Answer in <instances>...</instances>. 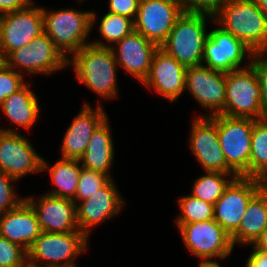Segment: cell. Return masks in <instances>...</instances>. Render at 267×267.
Returning <instances> with one entry per match:
<instances>
[{
  "mask_svg": "<svg viewBox=\"0 0 267 267\" xmlns=\"http://www.w3.org/2000/svg\"><path fill=\"white\" fill-rule=\"evenodd\" d=\"M70 57L68 65L74 68L79 83L85 84L101 98L109 100L118 96V64L111 48L90 43Z\"/></svg>",
  "mask_w": 267,
  "mask_h": 267,
  "instance_id": "cell-1",
  "label": "cell"
},
{
  "mask_svg": "<svg viewBox=\"0 0 267 267\" xmlns=\"http://www.w3.org/2000/svg\"><path fill=\"white\" fill-rule=\"evenodd\" d=\"M218 26L253 52L267 51V17L252 0H229L214 16Z\"/></svg>",
  "mask_w": 267,
  "mask_h": 267,
  "instance_id": "cell-2",
  "label": "cell"
},
{
  "mask_svg": "<svg viewBox=\"0 0 267 267\" xmlns=\"http://www.w3.org/2000/svg\"><path fill=\"white\" fill-rule=\"evenodd\" d=\"M43 12L44 33L53 41L61 53L69 59L85 45L92 28L97 21V15L91 11H79L73 8Z\"/></svg>",
  "mask_w": 267,
  "mask_h": 267,
  "instance_id": "cell-3",
  "label": "cell"
},
{
  "mask_svg": "<svg viewBox=\"0 0 267 267\" xmlns=\"http://www.w3.org/2000/svg\"><path fill=\"white\" fill-rule=\"evenodd\" d=\"M208 18L214 22V16L184 11L160 48L186 67L202 65Z\"/></svg>",
  "mask_w": 267,
  "mask_h": 267,
  "instance_id": "cell-4",
  "label": "cell"
},
{
  "mask_svg": "<svg viewBox=\"0 0 267 267\" xmlns=\"http://www.w3.org/2000/svg\"><path fill=\"white\" fill-rule=\"evenodd\" d=\"M89 239L81 232H42L28 251V267H76Z\"/></svg>",
  "mask_w": 267,
  "mask_h": 267,
  "instance_id": "cell-5",
  "label": "cell"
},
{
  "mask_svg": "<svg viewBox=\"0 0 267 267\" xmlns=\"http://www.w3.org/2000/svg\"><path fill=\"white\" fill-rule=\"evenodd\" d=\"M221 115L232 118H266L262 108L261 86L255 68H246L226 73V96Z\"/></svg>",
  "mask_w": 267,
  "mask_h": 267,
  "instance_id": "cell-6",
  "label": "cell"
},
{
  "mask_svg": "<svg viewBox=\"0 0 267 267\" xmlns=\"http://www.w3.org/2000/svg\"><path fill=\"white\" fill-rule=\"evenodd\" d=\"M255 120L216 115L220 146L228 166L240 177H249L251 137Z\"/></svg>",
  "mask_w": 267,
  "mask_h": 267,
  "instance_id": "cell-7",
  "label": "cell"
},
{
  "mask_svg": "<svg viewBox=\"0 0 267 267\" xmlns=\"http://www.w3.org/2000/svg\"><path fill=\"white\" fill-rule=\"evenodd\" d=\"M3 62L16 72L27 74H53L68 66V59L55 46L46 33L30 41L28 45L11 52Z\"/></svg>",
  "mask_w": 267,
  "mask_h": 267,
  "instance_id": "cell-8",
  "label": "cell"
},
{
  "mask_svg": "<svg viewBox=\"0 0 267 267\" xmlns=\"http://www.w3.org/2000/svg\"><path fill=\"white\" fill-rule=\"evenodd\" d=\"M30 3L26 8L0 16V60L28 45L44 33L42 7Z\"/></svg>",
  "mask_w": 267,
  "mask_h": 267,
  "instance_id": "cell-9",
  "label": "cell"
},
{
  "mask_svg": "<svg viewBox=\"0 0 267 267\" xmlns=\"http://www.w3.org/2000/svg\"><path fill=\"white\" fill-rule=\"evenodd\" d=\"M176 226L186 248L199 259H225L232 253L230 235L214 219Z\"/></svg>",
  "mask_w": 267,
  "mask_h": 267,
  "instance_id": "cell-10",
  "label": "cell"
},
{
  "mask_svg": "<svg viewBox=\"0 0 267 267\" xmlns=\"http://www.w3.org/2000/svg\"><path fill=\"white\" fill-rule=\"evenodd\" d=\"M266 184L257 178L236 177L214 204V220L231 236L239 228L250 200Z\"/></svg>",
  "mask_w": 267,
  "mask_h": 267,
  "instance_id": "cell-11",
  "label": "cell"
},
{
  "mask_svg": "<svg viewBox=\"0 0 267 267\" xmlns=\"http://www.w3.org/2000/svg\"><path fill=\"white\" fill-rule=\"evenodd\" d=\"M254 52L243 41L220 27L208 32L204 44L202 65L213 70L229 73L251 65ZM249 56L248 64L242 67ZM206 64H204V63Z\"/></svg>",
  "mask_w": 267,
  "mask_h": 267,
  "instance_id": "cell-12",
  "label": "cell"
},
{
  "mask_svg": "<svg viewBox=\"0 0 267 267\" xmlns=\"http://www.w3.org/2000/svg\"><path fill=\"white\" fill-rule=\"evenodd\" d=\"M183 13L180 0H140L134 29L160 47Z\"/></svg>",
  "mask_w": 267,
  "mask_h": 267,
  "instance_id": "cell-13",
  "label": "cell"
},
{
  "mask_svg": "<svg viewBox=\"0 0 267 267\" xmlns=\"http://www.w3.org/2000/svg\"><path fill=\"white\" fill-rule=\"evenodd\" d=\"M42 157L30 141L16 129L0 128V171L21 179L27 174L41 171Z\"/></svg>",
  "mask_w": 267,
  "mask_h": 267,
  "instance_id": "cell-14",
  "label": "cell"
},
{
  "mask_svg": "<svg viewBox=\"0 0 267 267\" xmlns=\"http://www.w3.org/2000/svg\"><path fill=\"white\" fill-rule=\"evenodd\" d=\"M185 90L207 109L203 117L220 114L224 109L226 96V73L207 68L204 65L186 68Z\"/></svg>",
  "mask_w": 267,
  "mask_h": 267,
  "instance_id": "cell-15",
  "label": "cell"
},
{
  "mask_svg": "<svg viewBox=\"0 0 267 267\" xmlns=\"http://www.w3.org/2000/svg\"><path fill=\"white\" fill-rule=\"evenodd\" d=\"M189 142L192 154L205 171L235 173L228 166L220 146L216 115L194 118Z\"/></svg>",
  "mask_w": 267,
  "mask_h": 267,
  "instance_id": "cell-16",
  "label": "cell"
},
{
  "mask_svg": "<svg viewBox=\"0 0 267 267\" xmlns=\"http://www.w3.org/2000/svg\"><path fill=\"white\" fill-rule=\"evenodd\" d=\"M111 179L91 197L76 204V219L80 231L89 239L93 227L116 216L123 209L124 200Z\"/></svg>",
  "mask_w": 267,
  "mask_h": 267,
  "instance_id": "cell-17",
  "label": "cell"
},
{
  "mask_svg": "<svg viewBox=\"0 0 267 267\" xmlns=\"http://www.w3.org/2000/svg\"><path fill=\"white\" fill-rule=\"evenodd\" d=\"M186 66L160 47L154 53L148 77L143 86L154 89L169 102H175L185 91Z\"/></svg>",
  "mask_w": 267,
  "mask_h": 267,
  "instance_id": "cell-18",
  "label": "cell"
},
{
  "mask_svg": "<svg viewBox=\"0 0 267 267\" xmlns=\"http://www.w3.org/2000/svg\"><path fill=\"white\" fill-rule=\"evenodd\" d=\"M24 198L35 210L42 232L80 231L76 219V203L72 199L60 198L47 193L37 199Z\"/></svg>",
  "mask_w": 267,
  "mask_h": 267,
  "instance_id": "cell-19",
  "label": "cell"
},
{
  "mask_svg": "<svg viewBox=\"0 0 267 267\" xmlns=\"http://www.w3.org/2000/svg\"><path fill=\"white\" fill-rule=\"evenodd\" d=\"M115 44L116 46L110 48L118 66L143 83L148 77L154 53L159 46L135 30Z\"/></svg>",
  "mask_w": 267,
  "mask_h": 267,
  "instance_id": "cell-20",
  "label": "cell"
},
{
  "mask_svg": "<svg viewBox=\"0 0 267 267\" xmlns=\"http://www.w3.org/2000/svg\"><path fill=\"white\" fill-rule=\"evenodd\" d=\"M107 118L100 101L95 109L85 102L68 126L61 144V158L79 160L85 153L93 132Z\"/></svg>",
  "mask_w": 267,
  "mask_h": 267,
  "instance_id": "cell-21",
  "label": "cell"
},
{
  "mask_svg": "<svg viewBox=\"0 0 267 267\" xmlns=\"http://www.w3.org/2000/svg\"><path fill=\"white\" fill-rule=\"evenodd\" d=\"M41 233L35 210L25 199L15 209L0 214V235L27 252Z\"/></svg>",
  "mask_w": 267,
  "mask_h": 267,
  "instance_id": "cell-22",
  "label": "cell"
},
{
  "mask_svg": "<svg viewBox=\"0 0 267 267\" xmlns=\"http://www.w3.org/2000/svg\"><path fill=\"white\" fill-rule=\"evenodd\" d=\"M107 117L93 132L84 155L79 159L81 166L111 176L114 161V143Z\"/></svg>",
  "mask_w": 267,
  "mask_h": 267,
  "instance_id": "cell-23",
  "label": "cell"
},
{
  "mask_svg": "<svg viewBox=\"0 0 267 267\" xmlns=\"http://www.w3.org/2000/svg\"><path fill=\"white\" fill-rule=\"evenodd\" d=\"M267 227V184L250 200L239 228L230 236L235 244L252 245Z\"/></svg>",
  "mask_w": 267,
  "mask_h": 267,
  "instance_id": "cell-24",
  "label": "cell"
},
{
  "mask_svg": "<svg viewBox=\"0 0 267 267\" xmlns=\"http://www.w3.org/2000/svg\"><path fill=\"white\" fill-rule=\"evenodd\" d=\"M30 85L31 83H26L0 105V110L12 125H17V129L19 127L30 129L39 116L38 99L36 94L29 89Z\"/></svg>",
  "mask_w": 267,
  "mask_h": 267,
  "instance_id": "cell-25",
  "label": "cell"
},
{
  "mask_svg": "<svg viewBox=\"0 0 267 267\" xmlns=\"http://www.w3.org/2000/svg\"><path fill=\"white\" fill-rule=\"evenodd\" d=\"M81 168V163L77 159L61 158L54 165L49 166L48 161L42 157L41 172L49 170L51 181L55 186V189L45 193L73 200L76 195Z\"/></svg>",
  "mask_w": 267,
  "mask_h": 267,
  "instance_id": "cell-26",
  "label": "cell"
},
{
  "mask_svg": "<svg viewBox=\"0 0 267 267\" xmlns=\"http://www.w3.org/2000/svg\"><path fill=\"white\" fill-rule=\"evenodd\" d=\"M249 177L267 183V117L255 120L249 159Z\"/></svg>",
  "mask_w": 267,
  "mask_h": 267,
  "instance_id": "cell-27",
  "label": "cell"
},
{
  "mask_svg": "<svg viewBox=\"0 0 267 267\" xmlns=\"http://www.w3.org/2000/svg\"><path fill=\"white\" fill-rule=\"evenodd\" d=\"M205 173L195 180L190 195L213 205L222 196L229 184L236 177H239L236 173L218 171H205Z\"/></svg>",
  "mask_w": 267,
  "mask_h": 267,
  "instance_id": "cell-28",
  "label": "cell"
},
{
  "mask_svg": "<svg viewBox=\"0 0 267 267\" xmlns=\"http://www.w3.org/2000/svg\"><path fill=\"white\" fill-rule=\"evenodd\" d=\"M134 20L123 15L107 12L100 19L99 32L100 36L106 40H94L92 45L98 47H112L113 44L119 42L122 38L134 31ZM111 44V45H110Z\"/></svg>",
  "mask_w": 267,
  "mask_h": 267,
  "instance_id": "cell-29",
  "label": "cell"
},
{
  "mask_svg": "<svg viewBox=\"0 0 267 267\" xmlns=\"http://www.w3.org/2000/svg\"><path fill=\"white\" fill-rule=\"evenodd\" d=\"M178 204L181 214L177 216L176 224L214 219V205L197 199L190 194L179 198Z\"/></svg>",
  "mask_w": 267,
  "mask_h": 267,
  "instance_id": "cell-30",
  "label": "cell"
},
{
  "mask_svg": "<svg viewBox=\"0 0 267 267\" xmlns=\"http://www.w3.org/2000/svg\"><path fill=\"white\" fill-rule=\"evenodd\" d=\"M111 179L112 177L109 175L82 167L79 181L77 183L76 195L73 201L78 204V202L91 197L92 194L104 187Z\"/></svg>",
  "mask_w": 267,
  "mask_h": 267,
  "instance_id": "cell-31",
  "label": "cell"
},
{
  "mask_svg": "<svg viewBox=\"0 0 267 267\" xmlns=\"http://www.w3.org/2000/svg\"><path fill=\"white\" fill-rule=\"evenodd\" d=\"M0 267H28V252L1 235Z\"/></svg>",
  "mask_w": 267,
  "mask_h": 267,
  "instance_id": "cell-32",
  "label": "cell"
},
{
  "mask_svg": "<svg viewBox=\"0 0 267 267\" xmlns=\"http://www.w3.org/2000/svg\"><path fill=\"white\" fill-rule=\"evenodd\" d=\"M23 77V73L16 72L0 61V105L27 83Z\"/></svg>",
  "mask_w": 267,
  "mask_h": 267,
  "instance_id": "cell-33",
  "label": "cell"
},
{
  "mask_svg": "<svg viewBox=\"0 0 267 267\" xmlns=\"http://www.w3.org/2000/svg\"><path fill=\"white\" fill-rule=\"evenodd\" d=\"M16 179L0 171V214L15 209L25 198L16 196Z\"/></svg>",
  "mask_w": 267,
  "mask_h": 267,
  "instance_id": "cell-34",
  "label": "cell"
},
{
  "mask_svg": "<svg viewBox=\"0 0 267 267\" xmlns=\"http://www.w3.org/2000/svg\"><path fill=\"white\" fill-rule=\"evenodd\" d=\"M185 12L215 16L229 0H180Z\"/></svg>",
  "mask_w": 267,
  "mask_h": 267,
  "instance_id": "cell-35",
  "label": "cell"
},
{
  "mask_svg": "<svg viewBox=\"0 0 267 267\" xmlns=\"http://www.w3.org/2000/svg\"><path fill=\"white\" fill-rule=\"evenodd\" d=\"M251 65L258 74L262 94V108L267 115V51L254 52Z\"/></svg>",
  "mask_w": 267,
  "mask_h": 267,
  "instance_id": "cell-36",
  "label": "cell"
},
{
  "mask_svg": "<svg viewBox=\"0 0 267 267\" xmlns=\"http://www.w3.org/2000/svg\"><path fill=\"white\" fill-rule=\"evenodd\" d=\"M140 0H109L108 12L135 20Z\"/></svg>",
  "mask_w": 267,
  "mask_h": 267,
  "instance_id": "cell-37",
  "label": "cell"
},
{
  "mask_svg": "<svg viewBox=\"0 0 267 267\" xmlns=\"http://www.w3.org/2000/svg\"><path fill=\"white\" fill-rule=\"evenodd\" d=\"M32 0H0V16L26 8Z\"/></svg>",
  "mask_w": 267,
  "mask_h": 267,
  "instance_id": "cell-38",
  "label": "cell"
},
{
  "mask_svg": "<svg viewBox=\"0 0 267 267\" xmlns=\"http://www.w3.org/2000/svg\"><path fill=\"white\" fill-rule=\"evenodd\" d=\"M253 250L247 259L246 267H267V252Z\"/></svg>",
  "mask_w": 267,
  "mask_h": 267,
  "instance_id": "cell-39",
  "label": "cell"
},
{
  "mask_svg": "<svg viewBox=\"0 0 267 267\" xmlns=\"http://www.w3.org/2000/svg\"><path fill=\"white\" fill-rule=\"evenodd\" d=\"M251 246L253 247L252 249L267 252V227Z\"/></svg>",
  "mask_w": 267,
  "mask_h": 267,
  "instance_id": "cell-40",
  "label": "cell"
},
{
  "mask_svg": "<svg viewBox=\"0 0 267 267\" xmlns=\"http://www.w3.org/2000/svg\"><path fill=\"white\" fill-rule=\"evenodd\" d=\"M215 260H216L215 258L201 259L198 267H221L220 264L218 263V260L217 261Z\"/></svg>",
  "mask_w": 267,
  "mask_h": 267,
  "instance_id": "cell-41",
  "label": "cell"
},
{
  "mask_svg": "<svg viewBox=\"0 0 267 267\" xmlns=\"http://www.w3.org/2000/svg\"><path fill=\"white\" fill-rule=\"evenodd\" d=\"M267 17V0H252Z\"/></svg>",
  "mask_w": 267,
  "mask_h": 267,
  "instance_id": "cell-42",
  "label": "cell"
}]
</instances>
